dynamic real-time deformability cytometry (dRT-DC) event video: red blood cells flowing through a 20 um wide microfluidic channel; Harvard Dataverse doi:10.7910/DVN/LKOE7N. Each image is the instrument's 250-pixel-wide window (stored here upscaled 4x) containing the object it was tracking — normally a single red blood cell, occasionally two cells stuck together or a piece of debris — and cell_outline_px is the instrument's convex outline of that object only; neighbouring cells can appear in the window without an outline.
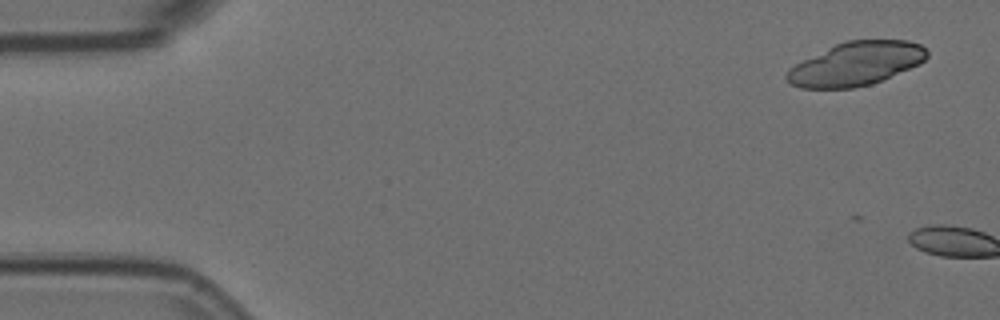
{"species": "Egyptian fruit bat (a non-hibernating species)", "species_latin": "Rousettus aegyptiacus", "temperature_condition": "room temperature", "stored_images_in_passage": 2, "camera_frame_rate_fps": 3000, "um_per_image_px": 0.085, "animal": {"sex": "female"}, "frame": {"image": 1, "passage_image": 1, "time_ms": 0.0, "image_size_px": [1000, 320], "cell_outline_px": [[928, 56], [920, 64], [872, 84], [852, 88], [800, 88], [792, 84], [784, 76], [788, 68], [836, 44], [848, 40], [908, 40], [920, 44], [928, 52]], "centroid_in_image_um": [72.78, 5.42], "position_along_channel_um": 12.2, "area_um2": 35.32}}